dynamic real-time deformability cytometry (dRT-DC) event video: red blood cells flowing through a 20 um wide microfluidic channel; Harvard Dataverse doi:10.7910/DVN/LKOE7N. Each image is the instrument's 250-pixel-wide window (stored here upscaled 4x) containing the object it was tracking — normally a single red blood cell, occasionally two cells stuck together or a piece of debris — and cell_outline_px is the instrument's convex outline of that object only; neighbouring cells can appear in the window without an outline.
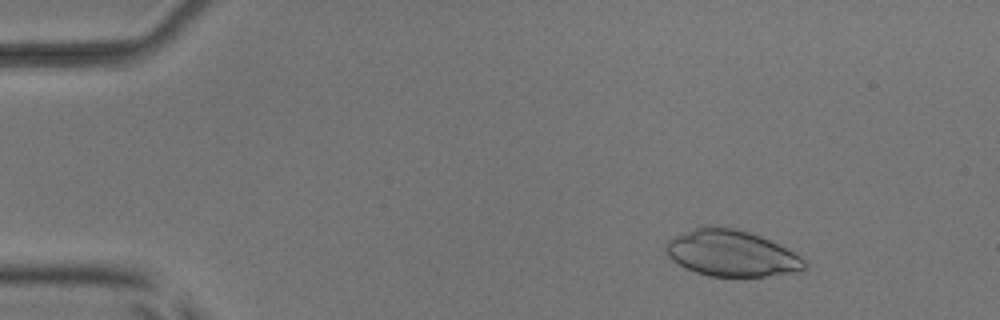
{"species": "common noctule bat (a hibernating species)", "species_latin": "Nyctalus noctula", "temperature_condition": "room temperature", "stored_images_in_passage": 4, "camera_frame_rate_fps": 3000, "um_per_image_px": 0.085, "animal": {"sex": "male", "body_mass_g": 17.9, "forearm_length_mm": 54.2}, "frame": {"image": 1, "passage_image": 2, "time_ms": 1.333, "image_size_px": [1000, 320], "cell_outline_px": [[808, 264], [804, 268], [796, 272], [764, 276], [708, 276], [696, 272], [680, 264], [668, 256], [664, 248], [668, 240], [700, 224], [704, 224], [736, 228], [760, 236], [800, 256]], "centroid_in_image_um": [62.13, 21.51], "position_along_channel_um": 22.9, "area_um2": 37.11}}